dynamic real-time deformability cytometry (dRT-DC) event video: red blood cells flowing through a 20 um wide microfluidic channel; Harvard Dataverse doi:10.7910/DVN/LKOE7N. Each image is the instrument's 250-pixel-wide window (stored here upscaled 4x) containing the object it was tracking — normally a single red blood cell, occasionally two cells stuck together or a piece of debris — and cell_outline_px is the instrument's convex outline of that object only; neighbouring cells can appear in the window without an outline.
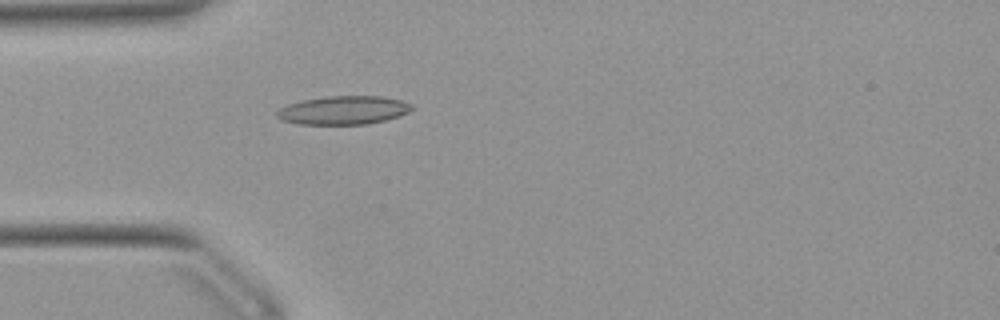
{"species": "Egyptian fruit bat (a non-hibernating species)", "species_latin": "Rousettus aegyptiacus", "temperature_condition": "warm", "stored_images_in_passage": 52, "camera_frame_rate_fps": 3000, "um_per_image_px": 0.085, "animal": {"sex": "female"}, "frame": {"image": 1, "passage_image": 15, "time_ms": 4.667, "image_size_px": [1000, 320], "cell_outline_px": [[412, 108], [408, 112], [400, 116], [368, 124], [296, 124], [280, 120], [276, 116], [276, 112], [280, 108], [288, 104], [304, 100], [324, 96], [384, 96], [400, 100], [412, 104]], "centroid_in_image_um": [29.17, 9.37], "position_along_channel_um": 55.8, "area_um2": 22.48}}
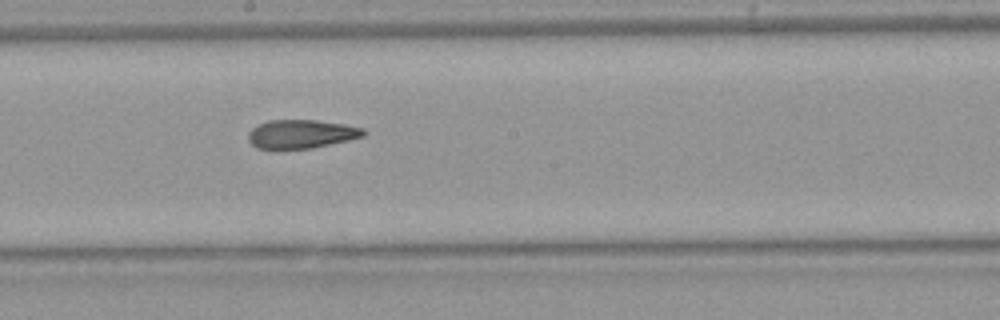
{"frame": {"image": 2, "passage_image": 28, "time_ms": 9.0, "image_size_px": [1000, 320], "cell_outline_px": [[368, 132], [364, 136], [348, 140], [312, 148], [276, 152], [256, 148], [248, 140], [248, 132], [252, 128], [268, 120], [316, 120], [344, 124], [364, 128]], "centroid_in_image_um": [25.56, 11.43], "position_along_channel_um": 222.6, "area_um2": 19.94}}
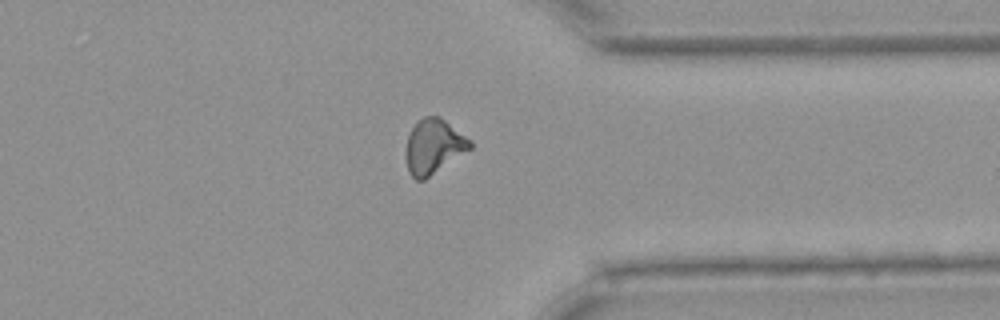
{"frame": {"image": 3, "passage_image": 40, "time_ms": 13.0, "image_size_px": [1000, 320], "cell_outline_px": [[472, 148], [424, 180], [416, 180], [408, 172], [408, 136], [412, 128], [424, 116], [440, 116], [472, 140]], "centroid_in_image_um": [36.91, 12.44], "position_along_channel_um": 374.5, "area_um2": 20.06}, "authors_computed_cell_mechanics": {"area_um2": 20.1722, "velocity_mm_per_s": 3.9432, "shape_relaxation_time_tau1_ms": null, "shape_relaxation_time_tau2_ms": 2.8216, "deformation_change_tau1": null, "deformation_change_tau2": 0.1124}}